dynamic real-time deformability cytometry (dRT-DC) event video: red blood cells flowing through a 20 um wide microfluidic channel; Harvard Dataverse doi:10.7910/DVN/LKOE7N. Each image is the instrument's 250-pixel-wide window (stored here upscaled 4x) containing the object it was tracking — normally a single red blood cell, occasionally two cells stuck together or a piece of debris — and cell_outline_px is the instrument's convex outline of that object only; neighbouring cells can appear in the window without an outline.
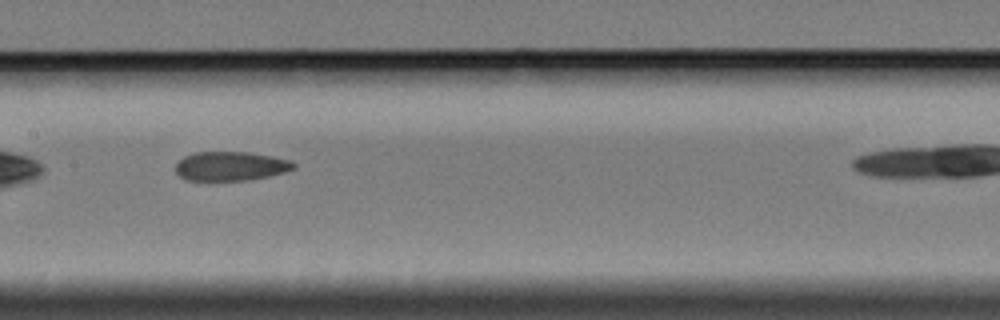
{"species": "Egyptian fruit bat (a non-hibernating species)", "species_latin": "Rousettus aegyptiacus", "temperature_condition": "cold", "stored_images_in_passage": 10, "camera_frame_rate_fps": 3000, "um_per_image_px": 0.085, "animal": {"sex": "female"}, "frame": {"image": 1, "passage_image": 5, "time_ms": 5.333, "image_size_px": [1000, 320], "cell_outline_px": [[296, 168], [284, 172], [268, 176], [248, 180], [184, 180], [176, 172], [176, 164], [184, 156], [196, 152], [248, 152], [272, 156], [292, 160], [296, 164]], "centroid_in_image_um": [19.63, 14.12], "position_along_channel_um": 187.8, "area_um2": 20.06}}
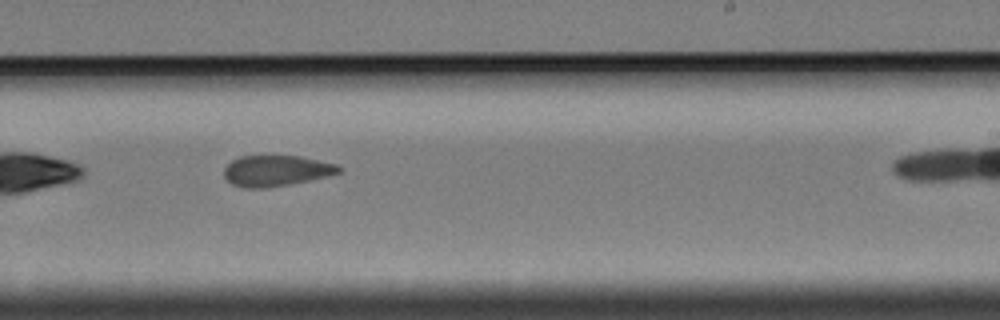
{"frame": {"image": 2, "passage_image": 7, "time_ms": 7.667, "image_size_px": [1000, 320], "cell_outline_px": [[344, 168], [340, 172], [328, 176], [268, 188], [240, 188], [232, 184], [224, 176], [224, 168], [232, 160], [240, 156], [300, 156], [336, 164]], "centroid_in_image_um": [23.46, 14.51], "position_along_channel_um": 265.5, "area_um2": 20.63}}
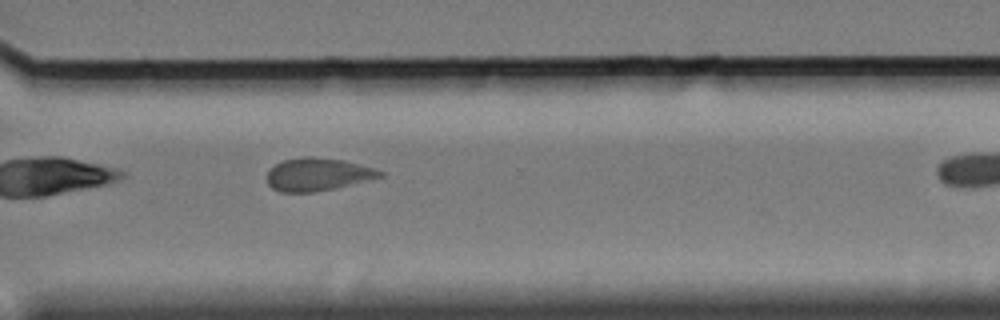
{"frame": {"image": 3, "passage_image": 9, "time_ms": 10.0, "image_size_px": [1000, 320], "cell_outline_px": [[384, 176], [336, 188], [312, 192], [280, 192], [272, 188], [268, 184], [268, 172], [276, 164], [284, 160], [304, 156], [344, 160], [376, 168], [384, 172]], "centroid_in_image_um": [27.04, 14.82], "position_along_channel_um": 343.6, "area_um2": 21.5}}